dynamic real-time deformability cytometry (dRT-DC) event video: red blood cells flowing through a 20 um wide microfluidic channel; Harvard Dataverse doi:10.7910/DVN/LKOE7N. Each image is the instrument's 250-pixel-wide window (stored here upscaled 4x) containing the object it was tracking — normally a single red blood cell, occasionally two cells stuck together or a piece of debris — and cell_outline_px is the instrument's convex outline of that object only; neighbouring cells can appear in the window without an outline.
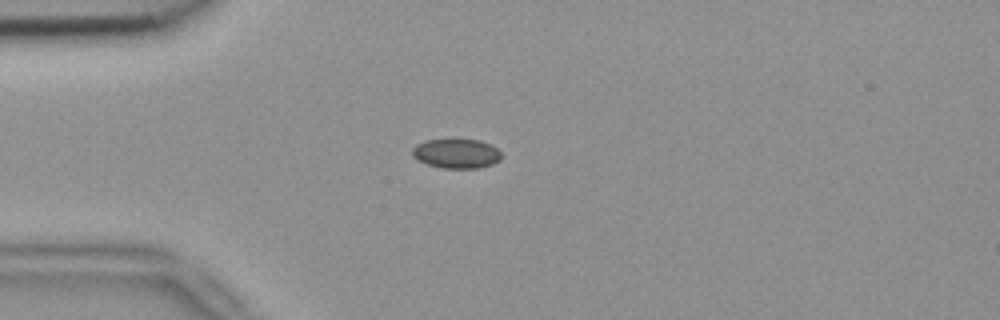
{"species": "common noctule bat (a hibernating species)", "species_latin": "Nyctalus noctula", "temperature_condition": "room temperature", "stored_images_in_passage": 40, "camera_frame_rate_fps": 3000, "um_per_image_px": 0.085, "animal": {"sex": "female", "body_mass_g": 18.4}, "frame": {"image": 1, "passage_image": 1, "time_ms": 0.0, "image_size_px": [1000, 320], "cell_outline_px": [[500, 160], [492, 164], [480, 168], [440, 168], [416, 160], [412, 156], [412, 148], [416, 144], [424, 140], [480, 140], [492, 144], [500, 152]], "centroid_in_image_um": [38.77, 13.05], "position_along_channel_um": 46.2, "area_um2": 15.37}}
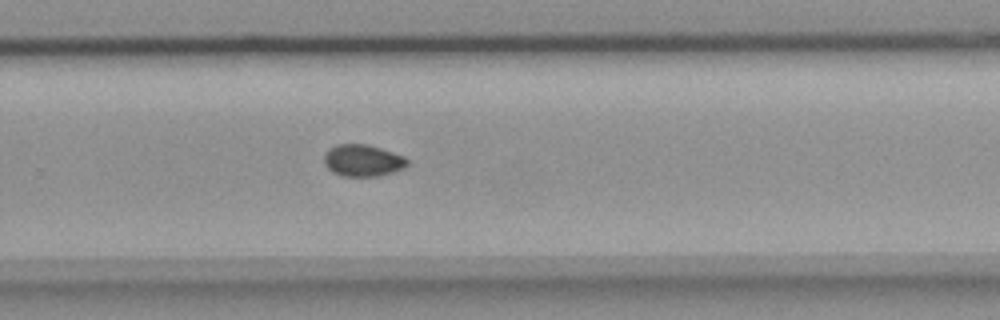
{"frame": {"image": 2, "passage_image": 22, "time_ms": 7.0, "image_size_px": [1000, 320], "cell_outline_px": [[408, 164], [404, 168], [380, 176], [344, 176], [332, 172], [324, 164], [324, 152], [328, 148], [336, 144], [368, 144], [404, 156], [408, 160]], "centroid_in_image_um": [30.81, 13.63], "position_along_channel_um": 299.0, "area_um2": 15.55}}
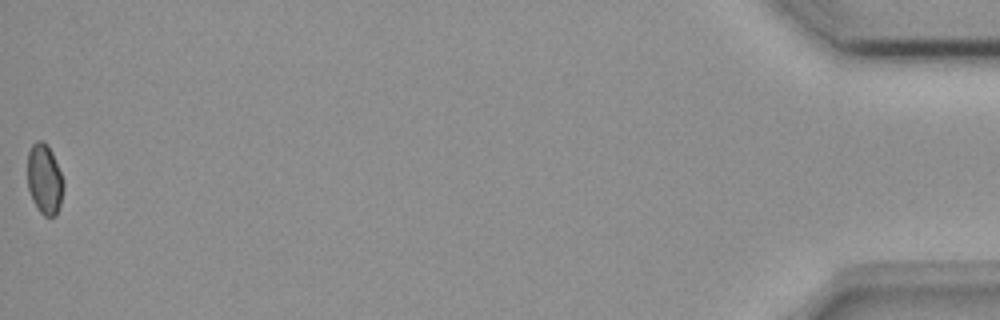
{"frame": {"image": 3, "passage_image": 40, "time_ms": 13.0, "image_size_px": [1000, 320], "cell_outline_px": [[64, 188], [60, 204], [56, 216], [44, 216], [36, 208], [32, 200], [28, 188], [28, 152], [32, 144], [36, 140], [44, 140], [48, 144], [52, 152], [64, 180]], "centroid_in_image_um": [3.79, 15.22], "position_along_channel_um": 431.4, "area_um2": 14.97}, "authors_computed_cell_mechanics": {"area_um2": 15.2592, "velocity_mm_per_s": 3.8498, "shape_relaxation_time_tau1_ms": null, "shape_relaxation_time_tau2_ms": 4.6464, "deformation_change_tau1": null, "deformation_change_tau2": 0.0502}}